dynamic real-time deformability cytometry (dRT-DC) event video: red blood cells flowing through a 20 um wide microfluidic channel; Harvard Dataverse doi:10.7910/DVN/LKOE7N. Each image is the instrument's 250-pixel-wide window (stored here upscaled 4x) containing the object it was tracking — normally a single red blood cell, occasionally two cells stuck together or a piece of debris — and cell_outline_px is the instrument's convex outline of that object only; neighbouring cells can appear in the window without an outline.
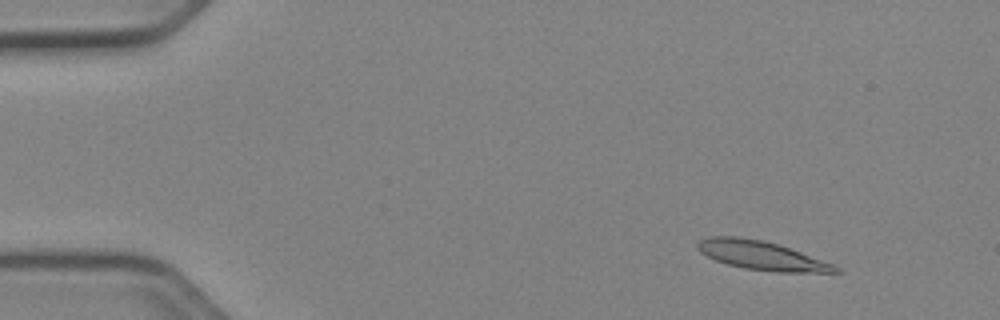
{"species": "Egyptian fruit bat (a non-hibernating species)", "species_latin": "Rousettus aegyptiacus", "temperature_condition": "cold", "stored_images_in_passage": 49, "camera_frame_rate_fps": 3000, "um_per_image_px": 0.085, "animal": {"sex": "female"}, "frame": {"image": 1, "passage_image": 3, "time_ms": 0.667, "image_size_px": [1000, 320], "cell_outline_px": [[840, 272], [776, 272], [744, 268], [728, 264], [716, 260], [700, 252], [696, 248], [696, 244], [700, 240], [708, 236], [740, 236], [764, 240], [800, 252], [832, 264], [840, 268]], "centroid_in_image_um": [64.67, 21.7], "position_along_channel_um": 20.3, "area_um2": 22.89}}
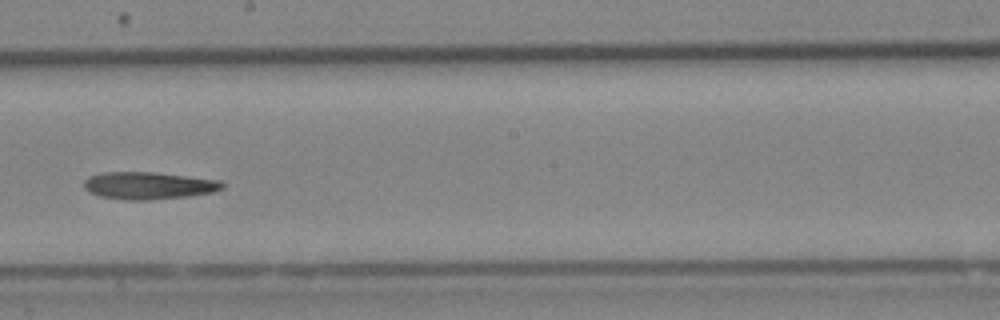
{"frame": {"image": 2, "passage_image": 27, "time_ms": 8.667, "image_size_px": [1000, 320], "cell_outline_px": [[224, 188], [212, 192], [188, 196], [152, 200], [124, 200], [100, 196], [88, 192], [84, 188], [84, 180], [88, 176], [104, 172], [156, 172], [220, 180], [224, 184]], "centroid_in_image_um": [12.61, 15.77], "position_along_channel_um": 235.6, "area_um2": 22.2}}
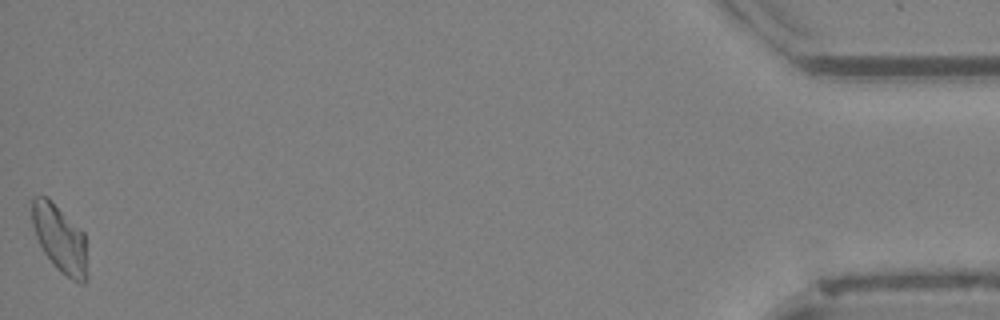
{"frame": {"image": 3, "passage_image": 49, "time_ms": 16.0, "image_size_px": [1000, 320], "cell_outline_px": [[88, 280], [84, 284], [80, 284], [72, 280], [60, 272], [44, 252], [36, 236], [32, 224], [28, 200], [36, 196], [48, 196], [84, 232], [88, 276]], "centroid_in_image_um": [5.08, 20.26], "position_along_channel_um": 430.1, "area_um2": 22.31}}